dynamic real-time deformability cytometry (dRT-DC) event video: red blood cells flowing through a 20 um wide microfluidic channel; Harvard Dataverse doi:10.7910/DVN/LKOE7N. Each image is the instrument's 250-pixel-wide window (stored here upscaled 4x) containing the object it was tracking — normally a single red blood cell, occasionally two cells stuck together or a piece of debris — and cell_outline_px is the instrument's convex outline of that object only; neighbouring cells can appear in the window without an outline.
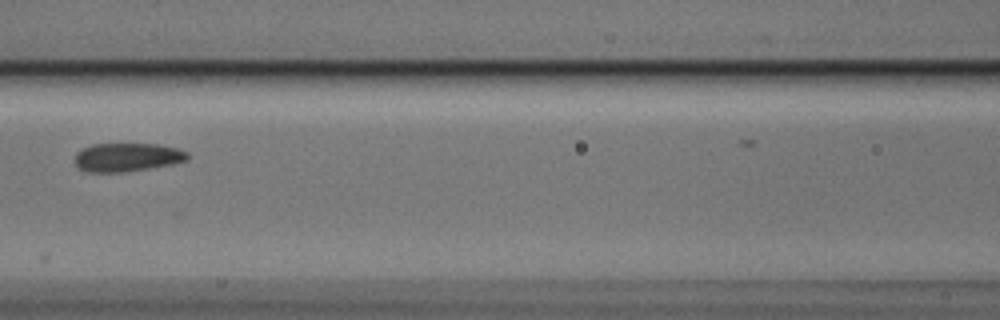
{"species": "Egyptian fruit bat (a non-hibernating species)", "species_latin": "Rousettus aegyptiacus", "temperature_condition": "cold", "stored_images_in_passage": 4, "camera_frame_rate_fps": 3000, "um_per_image_px": 0.085, "animal": {"sex": "male"}, "frame": {"image": 1, "passage_image": 3, "time_ms": 0.667, "image_size_px": [1000, 320], "cell_outline_px": [[188, 160], [172, 164], [148, 168], [120, 172], [84, 172], [76, 168], [76, 152], [92, 144], [160, 144], [176, 148], [188, 152]], "centroid_in_image_um": [10.79, 13.36], "position_along_channel_um": 155.8, "area_um2": 18.73}}